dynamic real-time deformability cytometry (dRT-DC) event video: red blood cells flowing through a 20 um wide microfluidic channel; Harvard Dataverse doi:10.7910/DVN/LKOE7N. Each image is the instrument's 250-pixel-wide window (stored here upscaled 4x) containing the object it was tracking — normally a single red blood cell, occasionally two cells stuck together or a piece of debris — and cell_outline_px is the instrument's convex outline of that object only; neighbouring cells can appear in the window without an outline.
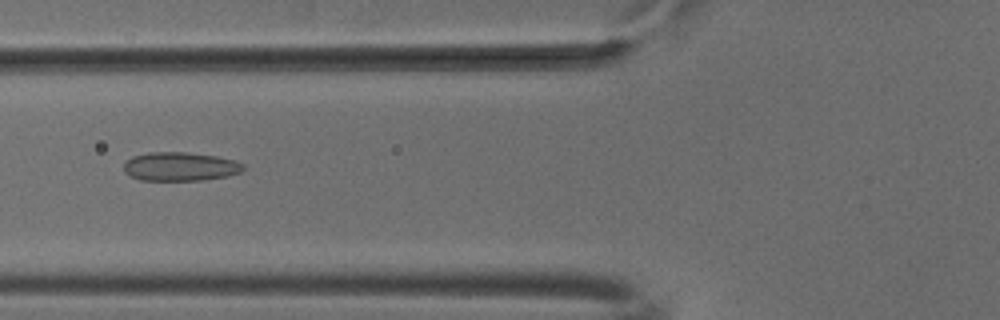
{"species": "common noctule bat (a hibernating species)", "species_latin": "Nyctalus noctula", "temperature_condition": "cold", "stored_images_in_passage": 39, "camera_frame_rate_fps": 3000, "um_per_image_px": 0.085, "animal": {"sex": "male", "body_mass_g": 18.8}, "frame": {"image": 1, "passage_image": 7, "time_ms": 2.0, "image_size_px": [1000, 320], "cell_outline_px": [[244, 168], [240, 172], [228, 176], [204, 180], [140, 180], [124, 172], [124, 160], [132, 156], [148, 152], [188, 152], [216, 156], [236, 160], [244, 164]], "centroid_in_image_um": [15.31, 14.15], "position_along_channel_um": 110.5, "area_um2": 20.23}}
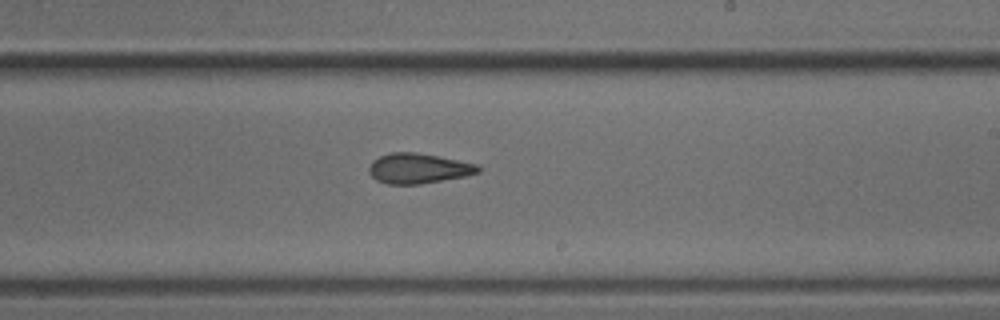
{"frame": {"image": 2, "passage_image": 18, "time_ms": 5.667, "image_size_px": [1000, 320], "cell_outline_px": [[480, 172], [468, 176], [420, 184], [388, 184], [376, 180], [368, 172], [368, 168], [372, 160], [380, 156], [392, 152], [416, 152], [440, 156], [476, 164], [480, 168]], "centroid_in_image_um": [35.56, 14.31], "position_along_channel_um": 253.4, "area_um2": 19.31}}
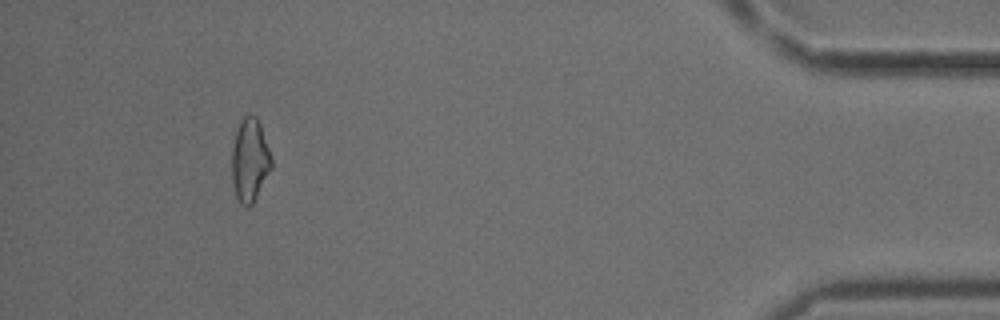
{"frame": {"image": 3, "passage_image": 35, "time_ms": 11.333, "image_size_px": [1000, 320], "cell_outline_px": [[272, 168], [252, 204], [248, 208], [240, 204], [236, 196], [232, 184], [232, 148], [236, 132], [240, 120], [244, 116], [256, 116], [260, 124], [272, 160]], "centroid_in_image_um": [21.22, 13.65], "position_along_channel_um": 414.0, "area_um2": 19.07}, "authors_computed_cell_mechanics": {"area_um2": 19.363, "velocity_mm_per_s": 3.8894, "shape_relaxation_time_tau1_ms": 10.9239, "shape_relaxation_time_tau2_ms": 2.0745, "deformation_change_tau1": 0.1536, "deformation_change_tau2": 0.0845}}